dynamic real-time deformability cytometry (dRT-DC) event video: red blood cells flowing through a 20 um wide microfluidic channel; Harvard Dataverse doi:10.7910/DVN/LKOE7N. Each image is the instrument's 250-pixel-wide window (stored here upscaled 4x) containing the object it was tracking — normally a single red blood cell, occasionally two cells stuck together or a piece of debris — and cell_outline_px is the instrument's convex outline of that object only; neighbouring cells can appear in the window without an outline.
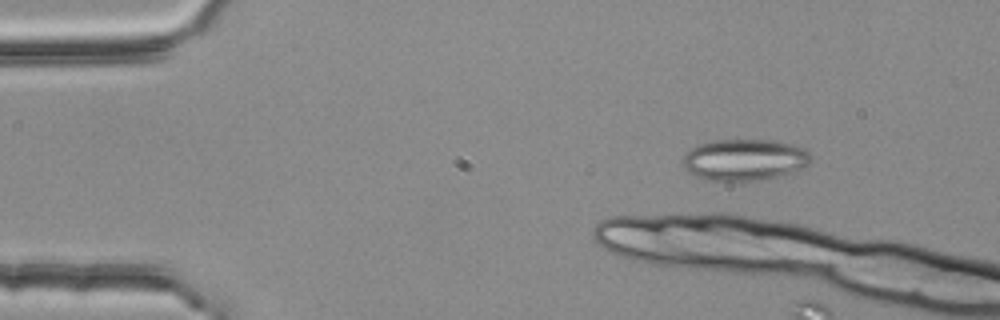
{"species": "common noctule bat (a hibernating species)", "species_latin": "Nyctalus noctula", "temperature_condition": "room temperature", "stored_images_in_passage": 2, "camera_frame_rate_fps": 3000, "um_per_image_px": 0.085, "animal": {"sex": "female", "body_mass_g": 25.1}, "frame": {"image": 1, "passage_image": 1, "time_ms": 0.0, "image_size_px": [1000, 320], "cell_outline_px": [[812, 160], [804, 168], [780, 176], [764, 180], [728, 184], [704, 180], [688, 172], [684, 168], [684, 156], [696, 144], [712, 140], [772, 140], [796, 144], [804, 148], [812, 156]], "centroid_in_image_um": [63.29, 13.62], "position_along_channel_um": 21.7, "area_um2": 32.08}}